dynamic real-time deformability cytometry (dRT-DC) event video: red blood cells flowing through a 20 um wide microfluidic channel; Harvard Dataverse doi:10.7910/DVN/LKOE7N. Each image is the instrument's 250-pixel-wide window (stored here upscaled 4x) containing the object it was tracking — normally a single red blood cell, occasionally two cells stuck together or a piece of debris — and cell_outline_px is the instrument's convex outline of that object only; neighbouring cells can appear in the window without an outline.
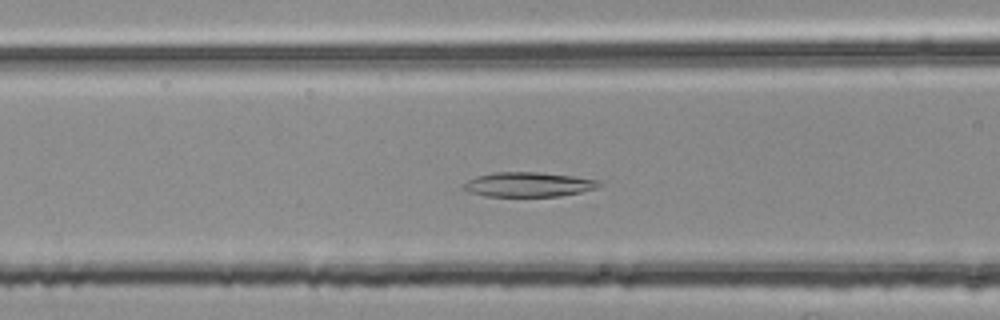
{"species": "common noctule bat (a hibernating species)", "species_latin": "Nyctalus noctula", "temperature_condition": "room temperature", "stored_images_in_passage": 39, "camera_frame_rate_fps": 3000, "um_per_image_px": 0.085, "animal": {"sex": "female", "body_mass_g": 25.1}, "frame": {"image": 1, "passage_image": 9, "time_ms": 2.667, "image_size_px": [1000, 320], "cell_outline_px": [[600, 184], [596, 188], [580, 192], [560, 196], [484, 196], [468, 192], [464, 188], [464, 184], [468, 180], [476, 176], [492, 172], [536, 172], [572, 176], [600, 180]], "centroid_in_image_um": [44.89, 15.68], "position_along_channel_um": 121.7, "area_um2": 19.31}}
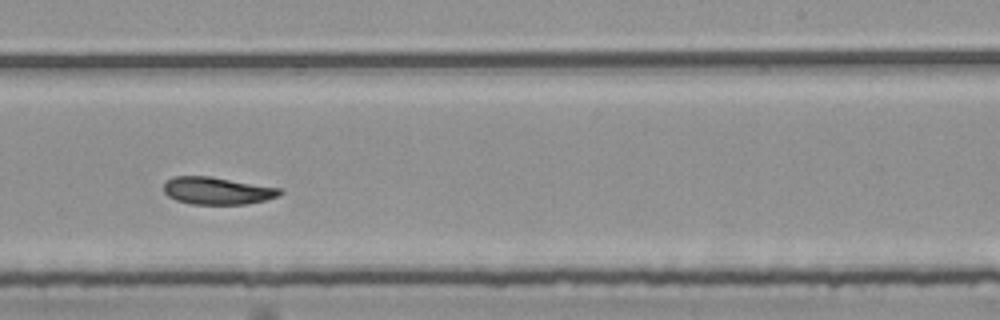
{"frame": {"image": 2, "passage_image": 21, "time_ms": 6.667, "image_size_px": [1000, 320], "cell_outline_px": [[284, 192], [280, 196], [264, 200], [244, 204], [192, 204], [176, 200], [168, 196], [164, 192], [164, 184], [172, 176], [208, 176], [280, 188]], "centroid_in_image_um": [18.46, 16.21], "position_along_channel_um": 270.5, "area_um2": 18.38}}
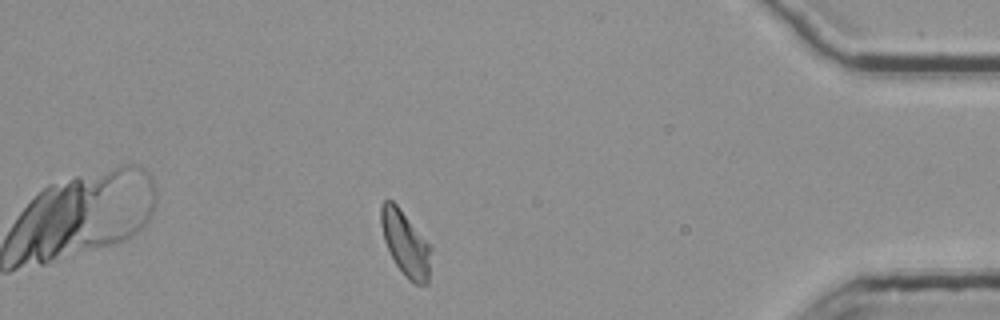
{"frame": {"image": 3, "passage_image": 35, "time_ms": 11.333, "image_size_px": [1000, 320], "cell_outline_px": [[432, 248], [428, 284], [416, 284], [408, 280], [396, 264], [384, 240], [380, 224], [380, 204], [384, 200], [392, 200], [396, 204]], "centroid_in_image_um": [34.46, 20.7], "position_along_channel_um": 400.7, "area_um2": 18.73}, "authors_computed_cell_mechanics": {"area_um2": 19.0162, "velocity_mm_per_s": 3.7255, "shape_relaxation_time_tau1_ms": 10.4535, "shape_relaxation_time_tau2_ms": null, "deformation_change_tau1": 0.1986, "deformation_change_tau2": null}}